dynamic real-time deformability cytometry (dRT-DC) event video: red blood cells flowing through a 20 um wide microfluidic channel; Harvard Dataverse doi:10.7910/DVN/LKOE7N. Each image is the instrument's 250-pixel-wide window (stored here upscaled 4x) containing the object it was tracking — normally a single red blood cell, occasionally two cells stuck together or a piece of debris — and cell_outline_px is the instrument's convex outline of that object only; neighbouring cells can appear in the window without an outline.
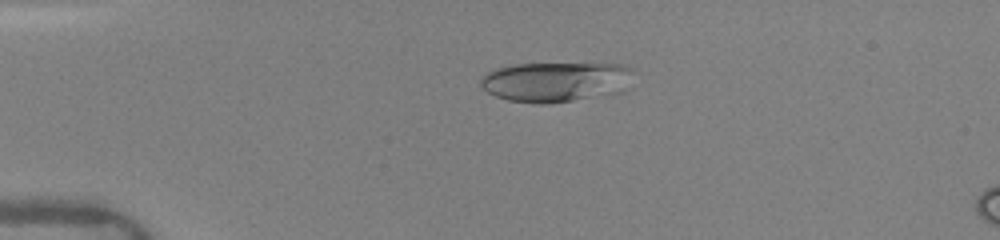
{"species": "human", "species_latin": "Homo sapiens", "temperature_condition": "warm", "stored_images_in_passage": 5, "camera_frame_rate_fps": 3000, "um_per_image_px": 0.085, "donor": {"sex": "female"}, "frame": {"image": 1, "passage_image": 4, "time_ms": 3.333, "image_size_px": [1000, 240], "cell_outline_px": [[632, 72], [588, 96], [572, 100], [548, 104], [536, 104], [508, 100], [496, 96], [488, 92], [480, 84], [480, 80], [488, 72], [496, 68], [512, 64], [628, 64], [632, 68]], "centroid_in_image_um": [46.84, 6.91], "position_along_channel_um": 38.2, "area_um2": 32.77}}